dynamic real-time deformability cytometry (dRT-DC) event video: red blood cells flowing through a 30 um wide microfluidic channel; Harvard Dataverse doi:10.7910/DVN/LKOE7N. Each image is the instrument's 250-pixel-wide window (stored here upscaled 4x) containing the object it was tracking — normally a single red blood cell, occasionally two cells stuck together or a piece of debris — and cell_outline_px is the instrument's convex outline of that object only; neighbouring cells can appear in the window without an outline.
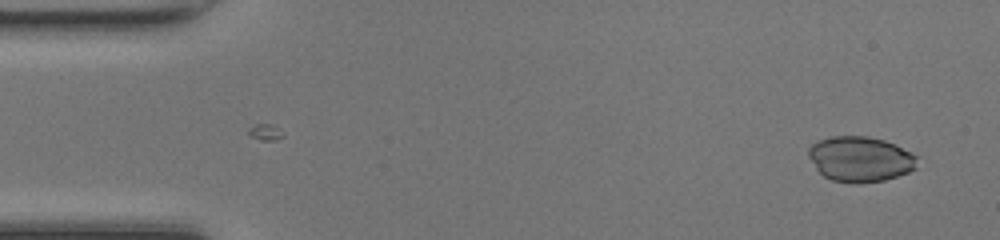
{"species": "common noctule bat (a hibernating species)", "species_latin": "Nyctalus noctula", "temperature_condition": "room temperature", "stored_images_in_passage": 47, "camera_frame_rate_fps": 3000, "um_per_image_px": 0.085, "animal": {"sex": "female", "body_mass_g": 17.0, "forearm_length_mm": 48.0}, "frame": {"image": 1, "passage_image": 2, "time_ms": 0.333, "image_size_px": [1000, 240], "cell_outline_px": [[916, 168], [908, 172], [884, 180], [832, 180], [824, 176], [816, 168], [808, 156], [808, 148], [816, 140], [832, 136], [868, 136], [884, 140], [916, 156]], "centroid_in_image_um": [73.07, 13.47], "position_along_channel_um": 11.9, "area_um2": 27.74}}
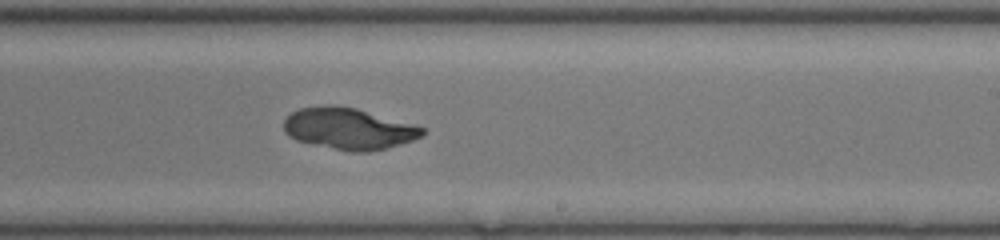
{"frame": {"image": 2, "passage_image": 28, "time_ms": 9.0, "image_size_px": [1000, 240], "cell_outline_px": [[424, 132], [420, 136], [412, 140], [384, 148], [368, 152], [352, 152], [296, 140], [288, 136], [284, 132], [284, 120], [292, 112], [300, 108], [332, 104], [356, 108], [412, 124], [424, 128]], "centroid_in_image_um": [29.59, 10.92], "position_along_channel_um": 259.4, "area_um2": 33.0}}
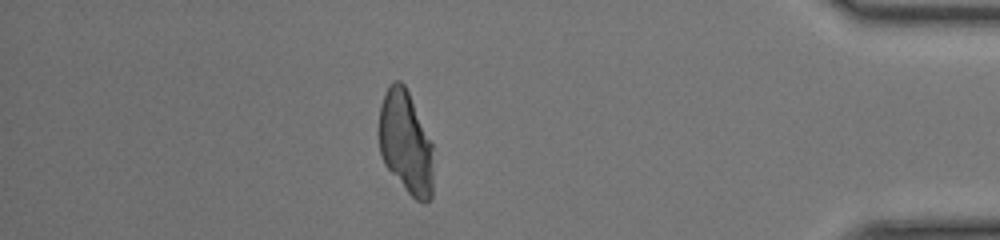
{"frame": {"image": 3, "passage_image": 41, "time_ms": 13.333, "image_size_px": [1000, 240], "cell_outline_px": [[432, 196], [424, 204], [416, 200], [408, 192], [384, 164], [380, 152], [380, 104], [384, 92], [388, 84], [392, 80], [400, 80], [404, 84], [408, 92], [432, 144]], "centroid_in_image_um": [34.47, 12.1], "position_along_channel_um": 400.7, "area_um2": 32.25}}